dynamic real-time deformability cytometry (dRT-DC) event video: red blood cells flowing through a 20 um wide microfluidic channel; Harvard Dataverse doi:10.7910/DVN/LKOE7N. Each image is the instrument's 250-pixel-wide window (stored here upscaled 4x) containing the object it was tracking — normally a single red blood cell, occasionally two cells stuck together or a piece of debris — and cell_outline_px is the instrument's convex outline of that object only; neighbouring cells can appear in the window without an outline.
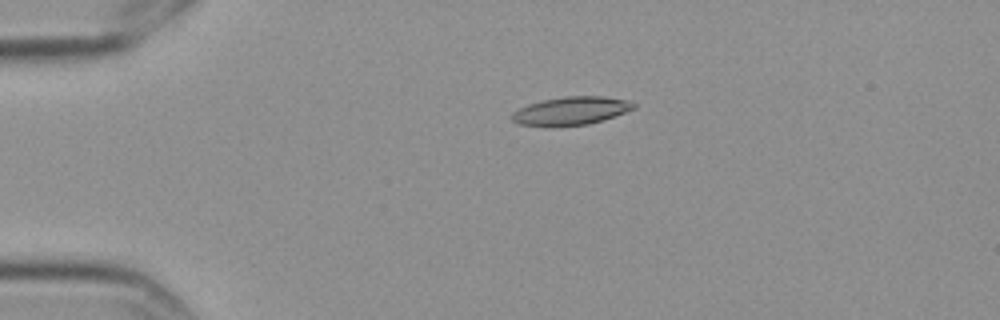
{"species": "Egyptian fruit bat (a non-hibernating species)", "species_latin": "Rousettus aegyptiacus", "temperature_condition": "cold", "stored_images_in_passage": 9, "camera_frame_rate_fps": 3000, "um_per_image_px": 0.085, "frame": {"image": 1, "passage_image": 1, "time_ms": 0.0, "image_size_px": [1000, 320], "cell_outline_px": [[636, 108], [588, 124], [520, 124], [512, 120], [512, 112], [528, 104], [544, 100], [564, 96], [604, 96], [628, 100], [636, 104]], "centroid_in_image_um": [48.58, 9.37], "position_along_channel_um": 36.4, "area_um2": 19.13}}
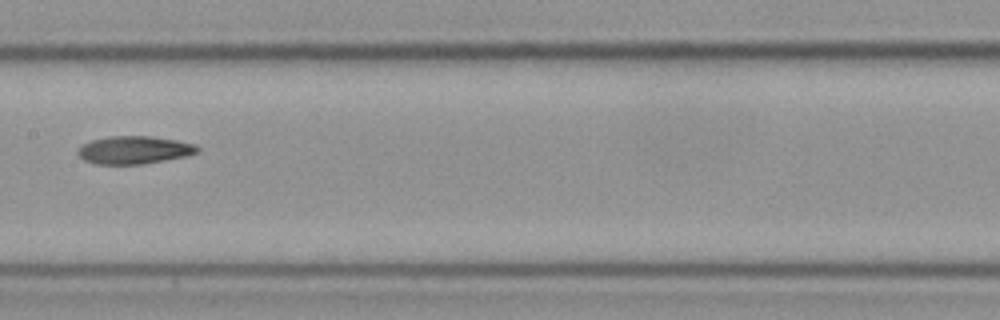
{"frame": {"image": 2, "passage_image": 6, "time_ms": 1.667, "image_size_px": [1000, 320], "cell_outline_px": [[200, 152], [184, 156], [140, 164], [96, 164], [84, 160], [76, 152], [84, 144], [92, 140], [108, 136], [152, 136], [176, 140], [196, 144], [200, 148]], "centroid_in_image_um": [11.42, 12.74], "position_along_channel_um": 196.0, "area_um2": 19.25}}
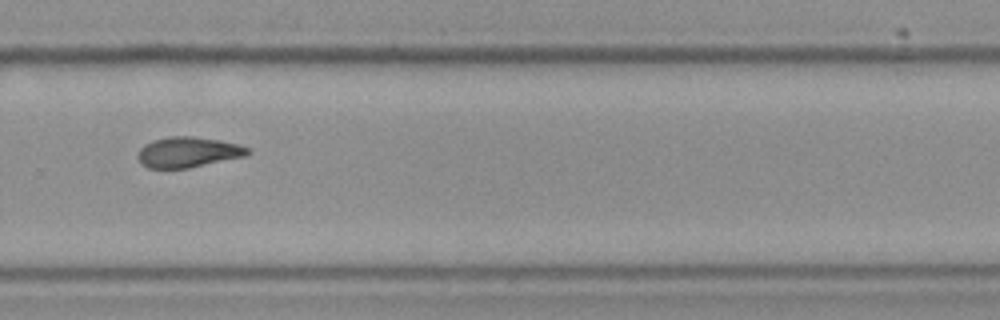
{"frame": {"image": 3, "passage_image": 9, "time_ms": 2.667, "image_size_px": [1000, 320], "cell_outline_px": [[248, 152], [244, 156], [188, 168], [148, 168], [140, 164], [136, 156], [140, 148], [144, 144], [152, 140], [168, 136], [192, 136], [220, 140], [236, 144], [248, 148]], "centroid_in_image_um": [15.89, 12.93], "position_along_channel_um": 313.9, "area_um2": 19.42}}